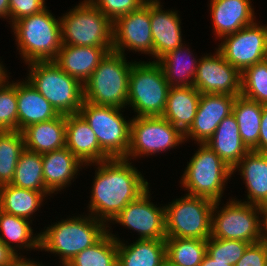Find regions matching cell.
Here are the masks:
<instances>
[{
    "label": "cell",
    "instance_id": "29",
    "mask_svg": "<svg viewBox=\"0 0 267 266\" xmlns=\"http://www.w3.org/2000/svg\"><path fill=\"white\" fill-rule=\"evenodd\" d=\"M32 225L33 222L26 218L0 210V240L17 255H23L27 251L30 254L32 250L39 253L40 232L35 233Z\"/></svg>",
    "mask_w": 267,
    "mask_h": 266
},
{
    "label": "cell",
    "instance_id": "37",
    "mask_svg": "<svg viewBox=\"0 0 267 266\" xmlns=\"http://www.w3.org/2000/svg\"><path fill=\"white\" fill-rule=\"evenodd\" d=\"M241 76V95L267 105V61L247 67Z\"/></svg>",
    "mask_w": 267,
    "mask_h": 266
},
{
    "label": "cell",
    "instance_id": "50",
    "mask_svg": "<svg viewBox=\"0 0 267 266\" xmlns=\"http://www.w3.org/2000/svg\"><path fill=\"white\" fill-rule=\"evenodd\" d=\"M0 71H9L5 64L2 61V57L0 58Z\"/></svg>",
    "mask_w": 267,
    "mask_h": 266
},
{
    "label": "cell",
    "instance_id": "36",
    "mask_svg": "<svg viewBox=\"0 0 267 266\" xmlns=\"http://www.w3.org/2000/svg\"><path fill=\"white\" fill-rule=\"evenodd\" d=\"M24 149L21 131H0V186L11 184L17 162Z\"/></svg>",
    "mask_w": 267,
    "mask_h": 266
},
{
    "label": "cell",
    "instance_id": "8",
    "mask_svg": "<svg viewBox=\"0 0 267 266\" xmlns=\"http://www.w3.org/2000/svg\"><path fill=\"white\" fill-rule=\"evenodd\" d=\"M62 44L112 47L113 22L89 0L79 1L60 16Z\"/></svg>",
    "mask_w": 267,
    "mask_h": 266
},
{
    "label": "cell",
    "instance_id": "11",
    "mask_svg": "<svg viewBox=\"0 0 267 266\" xmlns=\"http://www.w3.org/2000/svg\"><path fill=\"white\" fill-rule=\"evenodd\" d=\"M184 134L162 116H133L127 160L138 161L182 147ZM158 153V154H157Z\"/></svg>",
    "mask_w": 267,
    "mask_h": 266
},
{
    "label": "cell",
    "instance_id": "15",
    "mask_svg": "<svg viewBox=\"0 0 267 266\" xmlns=\"http://www.w3.org/2000/svg\"><path fill=\"white\" fill-rule=\"evenodd\" d=\"M112 48L113 51L124 56L129 52L133 54L137 52L140 55H148L149 61L153 60L150 0H147L138 10L120 16L113 22Z\"/></svg>",
    "mask_w": 267,
    "mask_h": 266
},
{
    "label": "cell",
    "instance_id": "51",
    "mask_svg": "<svg viewBox=\"0 0 267 266\" xmlns=\"http://www.w3.org/2000/svg\"><path fill=\"white\" fill-rule=\"evenodd\" d=\"M161 266H178L165 259Z\"/></svg>",
    "mask_w": 267,
    "mask_h": 266
},
{
    "label": "cell",
    "instance_id": "27",
    "mask_svg": "<svg viewBox=\"0 0 267 266\" xmlns=\"http://www.w3.org/2000/svg\"><path fill=\"white\" fill-rule=\"evenodd\" d=\"M200 96L194 86L170 87L162 117L185 134L194 122Z\"/></svg>",
    "mask_w": 267,
    "mask_h": 266
},
{
    "label": "cell",
    "instance_id": "44",
    "mask_svg": "<svg viewBox=\"0 0 267 266\" xmlns=\"http://www.w3.org/2000/svg\"><path fill=\"white\" fill-rule=\"evenodd\" d=\"M29 257V258H28ZM26 257V255H16V257L7 266H49L39 262L38 259L35 260L31 256ZM38 261V262H37Z\"/></svg>",
    "mask_w": 267,
    "mask_h": 266
},
{
    "label": "cell",
    "instance_id": "25",
    "mask_svg": "<svg viewBox=\"0 0 267 266\" xmlns=\"http://www.w3.org/2000/svg\"><path fill=\"white\" fill-rule=\"evenodd\" d=\"M17 80L18 131L60 115L25 78Z\"/></svg>",
    "mask_w": 267,
    "mask_h": 266
},
{
    "label": "cell",
    "instance_id": "49",
    "mask_svg": "<svg viewBox=\"0 0 267 266\" xmlns=\"http://www.w3.org/2000/svg\"><path fill=\"white\" fill-rule=\"evenodd\" d=\"M10 72L8 71H0V83L8 76Z\"/></svg>",
    "mask_w": 267,
    "mask_h": 266
},
{
    "label": "cell",
    "instance_id": "23",
    "mask_svg": "<svg viewBox=\"0 0 267 266\" xmlns=\"http://www.w3.org/2000/svg\"><path fill=\"white\" fill-rule=\"evenodd\" d=\"M66 147L84 165L110 159L101 150L95 133L79 113L66 115Z\"/></svg>",
    "mask_w": 267,
    "mask_h": 266
},
{
    "label": "cell",
    "instance_id": "19",
    "mask_svg": "<svg viewBox=\"0 0 267 266\" xmlns=\"http://www.w3.org/2000/svg\"><path fill=\"white\" fill-rule=\"evenodd\" d=\"M215 41L249 26L258 19L253 0H208ZM253 5V6H252Z\"/></svg>",
    "mask_w": 267,
    "mask_h": 266
},
{
    "label": "cell",
    "instance_id": "35",
    "mask_svg": "<svg viewBox=\"0 0 267 266\" xmlns=\"http://www.w3.org/2000/svg\"><path fill=\"white\" fill-rule=\"evenodd\" d=\"M166 259L178 266H200L207 253V240L166 238Z\"/></svg>",
    "mask_w": 267,
    "mask_h": 266
},
{
    "label": "cell",
    "instance_id": "40",
    "mask_svg": "<svg viewBox=\"0 0 267 266\" xmlns=\"http://www.w3.org/2000/svg\"><path fill=\"white\" fill-rule=\"evenodd\" d=\"M107 18L114 22L120 16L138 10L147 0H89Z\"/></svg>",
    "mask_w": 267,
    "mask_h": 266
},
{
    "label": "cell",
    "instance_id": "6",
    "mask_svg": "<svg viewBox=\"0 0 267 266\" xmlns=\"http://www.w3.org/2000/svg\"><path fill=\"white\" fill-rule=\"evenodd\" d=\"M127 57L113 50L106 54L83 84L84 101L127 109L129 75L136 61Z\"/></svg>",
    "mask_w": 267,
    "mask_h": 266
},
{
    "label": "cell",
    "instance_id": "34",
    "mask_svg": "<svg viewBox=\"0 0 267 266\" xmlns=\"http://www.w3.org/2000/svg\"><path fill=\"white\" fill-rule=\"evenodd\" d=\"M66 266H118V241L107 231L96 243L73 257Z\"/></svg>",
    "mask_w": 267,
    "mask_h": 266
},
{
    "label": "cell",
    "instance_id": "48",
    "mask_svg": "<svg viewBox=\"0 0 267 266\" xmlns=\"http://www.w3.org/2000/svg\"><path fill=\"white\" fill-rule=\"evenodd\" d=\"M9 3L10 0H0V18L5 19L8 24H10Z\"/></svg>",
    "mask_w": 267,
    "mask_h": 266
},
{
    "label": "cell",
    "instance_id": "16",
    "mask_svg": "<svg viewBox=\"0 0 267 266\" xmlns=\"http://www.w3.org/2000/svg\"><path fill=\"white\" fill-rule=\"evenodd\" d=\"M214 53H201L193 86L201 94H241V72L227 62L215 47Z\"/></svg>",
    "mask_w": 267,
    "mask_h": 266
},
{
    "label": "cell",
    "instance_id": "18",
    "mask_svg": "<svg viewBox=\"0 0 267 266\" xmlns=\"http://www.w3.org/2000/svg\"><path fill=\"white\" fill-rule=\"evenodd\" d=\"M161 0H150V22L153 37V61L185 43L179 10L165 9ZM163 6V7H162Z\"/></svg>",
    "mask_w": 267,
    "mask_h": 266
},
{
    "label": "cell",
    "instance_id": "21",
    "mask_svg": "<svg viewBox=\"0 0 267 266\" xmlns=\"http://www.w3.org/2000/svg\"><path fill=\"white\" fill-rule=\"evenodd\" d=\"M245 185V198L238 199L260 207L267 205V154L249 151L232 169Z\"/></svg>",
    "mask_w": 267,
    "mask_h": 266
},
{
    "label": "cell",
    "instance_id": "45",
    "mask_svg": "<svg viewBox=\"0 0 267 266\" xmlns=\"http://www.w3.org/2000/svg\"><path fill=\"white\" fill-rule=\"evenodd\" d=\"M16 255V253L0 240V266H7Z\"/></svg>",
    "mask_w": 267,
    "mask_h": 266
},
{
    "label": "cell",
    "instance_id": "12",
    "mask_svg": "<svg viewBox=\"0 0 267 266\" xmlns=\"http://www.w3.org/2000/svg\"><path fill=\"white\" fill-rule=\"evenodd\" d=\"M214 203L204 197L183 194L164 204L166 238L208 240L211 237Z\"/></svg>",
    "mask_w": 267,
    "mask_h": 266
},
{
    "label": "cell",
    "instance_id": "5",
    "mask_svg": "<svg viewBox=\"0 0 267 266\" xmlns=\"http://www.w3.org/2000/svg\"><path fill=\"white\" fill-rule=\"evenodd\" d=\"M196 145L197 149L183 168L179 187L187 195L221 201L225 198L223 195L228 182L235 175H232V169L210 147L206 144Z\"/></svg>",
    "mask_w": 267,
    "mask_h": 266
},
{
    "label": "cell",
    "instance_id": "7",
    "mask_svg": "<svg viewBox=\"0 0 267 266\" xmlns=\"http://www.w3.org/2000/svg\"><path fill=\"white\" fill-rule=\"evenodd\" d=\"M169 89L157 61L136 60L129 75L127 110H133V116H162Z\"/></svg>",
    "mask_w": 267,
    "mask_h": 266
},
{
    "label": "cell",
    "instance_id": "31",
    "mask_svg": "<svg viewBox=\"0 0 267 266\" xmlns=\"http://www.w3.org/2000/svg\"><path fill=\"white\" fill-rule=\"evenodd\" d=\"M50 200L44 192L16 187L12 184L0 186L1 211L26 218L31 222L36 219L35 214L40 212L46 200Z\"/></svg>",
    "mask_w": 267,
    "mask_h": 266
},
{
    "label": "cell",
    "instance_id": "43",
    "mask_svg": "<svg viewBox=\"0 0 267 266\" xmlns=\"http://www.w3.org/2000/svg\"><path fill=\"white\" fill-rule=\"evenodd\" d=\"M253 151L267 154V105H263L258 146Z\"/></svg>",
    "mask_w": 267,
    "mask_h": 266
},
{
    "label": "cell",
    "instance_id": "1",
    "mask_svg": "<svg viewBox=\"0 0 267 266\" xmlns=\"http://www.w3.org/2000/svg\"><path fill=\"white\" fill-rule=\"evenodd\" d=\"M135 164L112 158L85 165L86 169L95 166L86 212L108 226L129 202L143 194L151 185Z\"/></svg>",
    "mask_w": 267,
    "mask_h": 266
},
{
    "label": "cell",
    "instance_id": "46",
    "mask_svg": "<svg viewBox=\"0 0 267 266\" xmlns=\"http://www.w3.org/2000/svg\"><path fill=\"white\" fill-rule=\"evenodd\" d=\"M261 241L267 243V205L261 207Z\"/></svg>",
    "mask_w": 267,
    "mask_h": 266
},
{
    "label": "cell",
    "instance_id": "30",
    "mask_svg": "<svg viewBox=\"0 0 267 266\" xmlns=\"http://www.w3.org/2000/svg\"><path fill=\"white\" fill-rule=\"evenodd\" d=\"M188 43L167 52L157 62L161 65L170 87L193 86L199 57Z\"/></svg>",
    "mask_w": 267,
    "mask_h": 266
},
{
    "label": "cell",
    "instance_id": "14",
    "mask_svg": "<svg viewBox=\"0 0 267 266\" xmlns=\"http://www.w3.org/2000/svg\"><path fill=\"white\" fill-rule=\"evenodd\" d=\"M221 41V42H220ZM217 50L233 67L241 73L250 66L266 60L267 24L260 20L226 35L219 40Z\"/></svg>",
    "mask_w": 267,
    "mask_h": 266
},
{
    "label": "cell",
    "instance_id": "24",
    "mask_svg": "<svg viewBox=\"0 0 267 266\" xmlns=\"http://www.w3.org/2000/svg\"><path fill=\"white\" fill-rule=\"evenodd\" d=\"M112 230L108 226L110 235L118 241V266H161L166 259L165 240L135 239L131 243Z\"/></svg>",
    "mask_w": 267,
    "mask_h": 266
},
{
    "label": "cell",
    "instance_id": "42",
    "mask_svg": "<svg viewBox=\"0 0 267 266\" xmlns=\"http://www.w3.org/2000/svg\"><path fill=\"white\" fill-rule=\"evenodd\" d=\"M234 266H267V243L250 244Z\"/></svg>",
    "mask_w": 267,
    "mask_h": 266
},
{
    "label": "cell",
    "instance_id": "2",
    "mask_svg": "<svg viewBox=\"0 0 267 266\" xmlns=\"http://www.w3.org/2000/svg\"><path fill=\"white\" fill-rule=\"evenodd\" d=\"M84 213L71 214L74 216L60 218L59 221L57 219V222L53 221L41 229L39 252H50L60 259V266H66L78 253L96 243L108 231V226L89 213Z\"/></svg>",
    "mask_w": 267,
    "mask_h": 266
},
{
    "label": "cell",
    "instance_id": "10",
    "mask_svg": "<svg viewBox=\"0 0 267 266\" xmlns=\"http://www.w3.org/2000/svg\"><path fill=\"white\" fill-rule=\"evenodd\" d=\"M124 108L96 105L83 101L79 114L96 135L101 150L110 158H126L130 146L129 116ZM128 117V119H127Z\"/></svg>",
    "mask_w": 267,
    "mask_h": 266
},
{
    "label": "cell",
    "instance_id": "33",
    "mask_svg": "<svg viewBox=\"0 0 267 266\" xmlns=\"http://www.w3.org/2000/svg\"><path fill=\"white\" fill-rule=\"evenodd\" d=\"M12 185L44 192L48 197L54 195L46 188L43 177L42 154L24 149L15 169Z\"/></svg>",
    "mask_w": 267,
    "mask_h": 266
},
{
    "label": "cell",
    "instance_id": "22",
    "mask_svg": "<svg viewBox=\"0 0 267 266\" xmlns=\"http://www.w3.org/2000/svg\"><path fill=\"white\" fill-rule=\"evenodd\" d=\"M112 47L73 46L62 44L54 63L84 84Z\"/></svg>",
    "mask_w": 267,
    "mask_h": 266
},
{
    "label": "cell",
    "instance_id": "9",
    "mask_svg": "<svg viewBox=\"0 0 267 266\" xmlns=\"http://www.w3.org/2000/svg\"><path fill=\"white\" fill-rule=\"evenodd\" d=\"M228 199L225 204L221 200L213 205L211 237L242 240L250 244L260 242L261 207L240 201L232 195Z\"/></svg>",
    "mask_w": 267,
    "mask_h": 266
},
{
    "label": "cell",
    "instance_id": "28",
    "mask_svg": "<svg viewBox=\"0 0 267 266\" xmlns=\"http://www.w3.org/2000/svg\"><path fill=\"white\" fill-rule=\"evenodd\" d=\"M25 149L44 154L66 146V115L26 127L23 131Z\"/></svg>",
    "mask_w": 267,
    "mask_h": 266
},
{
    "label": "cell",
    "instance_id": "32",
    "mask_svg": "<svg viewBox=\"0 0 267 266\" xmlns=\"http://www.w3.org/2000/svg\"><path fill=\"white\" fill-rule=\"evenodd\" d=\"M263 104L237 95L233 106V114L236 117L240 137L249 151L258 146L261 127Z\"/></svg>",
    "mask_w": 267,
    "mask_h": 266
},
{
    "label": "cell",
    "instance_id": "20",
    "mask_svg": "<svg viewBox=\"0 0 267 266\" xmlns=\"http://www.w3.org/2000/svg\"><path fill=\"white\" fill-rule=\"evenodd\" d=\"M42 164L44 184L54 196L70 187L80 176V171L86 169L66 146L42 154Z\"/></svg>",
    "mask_w": 267,
    "mask_h": 266
},
{
    "label": "cell",
    "instance_id": "4",
    "mask_svg": "<svg viewBox=\"0 0 267 266\" xmlns=\"http://www.w3.org/2000/svg\"><path fill=\"white\" fill-rule=\"evenodd\" d=\"M25 79L61 115L77 114L84 101L83 84L60 69L54 61L25 64Z\"/></svg>",
    "mask_w": 267,
    "mask_h": 266
},
{
    "label": "cell",
    "instance_id": "17",
    "mask_svg": "<svg viewBox=\"0 0 267 266\" xmlns=\"http://www.w3.org/2000/svg\"><path fill=\"white\" fill-rule=\"evenodd\" d=\"M235 98L226 94H201L194 122L184 134L185 142L206 144L219 123L233 113Z\"/></svg>",
    "mask_w": 267,
    "mask_h": 266
},
{
    "label": "cell",
    "instance_id": "3",
    "mask_svg": "<svg viewBox=\"0 0 267 266\" xmlns=\"http://www.w3.org/2000/svg\"><path fill=\"white\" fill-rule=\"evenodd\" d=\"M10 28L21 63L53 61L62 46L60 16L56 18L49 7L19 19Z\"/></svg>",
    "mask_w": 267,
    "mask_h": 266
},
{
    "label": "cell",
    "instance_id": "39",
    "mask_svg": "<svg viewBox=\"0 0 267 266\" xmlns=\"http://www.w3.org/2000/svg\"><path fill=\"white\" fill-rule=\"evenodd\" d=\"M250 245L242 240L218 239L207 240V254L215 261H227L234 266Z\"/></svg>",
    "mask_w": 267,
    "mask_h": 266
},
{
    "label": "cell",
    "instance_id": "38",
    "mask_svg": "<svg viewBox=\"0 0 267 266\" xmlns=\"http://www.w3.org/2000/svg\"><path fill=\"white\" fill-rule=\"evenodd\" d=\"M10 74L0 83V131L18 130L17 79Z\"/></svg>",
    "mask_w": 267,
    "mask_h": 266
},
{
    "label": "cell",
    "instance_id": "41",
    "mask_svg": "<svg viewBox=\"0 0 267 266\" xmlns=\"http://www.w3.org/2000/svg\"><path fill=\"white\" fill-rule=\"evenodd\" d=\"M47 0H10V26L19 19L40 13L48 6Z\"/></svg>",
    "mask_w": 267,
    "mask_h": 266
},
{
    "label": "cell",
    "instance_id": "26",
    "mask_svg": "<svg viewBox=\"0 0 267 266\" xmlns=\"http://www.w3.org/2000/svg\"><path fill=\"white\" fill-rule=\"evenodd\" d=\"M206 145L231 169L249 152L241 140L238 123L233 113L219 123Z\"/></svg>",
    "mask_w": 267,
    "mask_h": 266
},
{
    "label": "cell",
    "instance_id": "47",
    "mask_svg": "<svg viewBox=\"0 0 267 266\" xmlns=\"http://www.w3.org/2000/svg\"><path fill=\"white\" fill-rule=\"evenodd\" d=\"M200 266H232L230 262L227 261H215L207 253L204 255L202 263Z\"/></svg>",
    "mask_w": 267,
    "mask_h": 266
},
{
    "label": "cell",
    "instance_id": "13",
    "mask_svg": "<svg viewBox=\"0 0 267 266\" xmlns=\"http://www.w3.org/2000/svg\"><path fill=\"white\" fill-rule=\"evenodd\" d=\"M151 190L149 187L136 200L129 202L108 226L117 224L129 229L131 234L137 232L138 238L135 239L138 240H165V206L151 201Z\"/></svg>",
    "mask_w": 267,
    "mask_h": 266
}]
</instances>
